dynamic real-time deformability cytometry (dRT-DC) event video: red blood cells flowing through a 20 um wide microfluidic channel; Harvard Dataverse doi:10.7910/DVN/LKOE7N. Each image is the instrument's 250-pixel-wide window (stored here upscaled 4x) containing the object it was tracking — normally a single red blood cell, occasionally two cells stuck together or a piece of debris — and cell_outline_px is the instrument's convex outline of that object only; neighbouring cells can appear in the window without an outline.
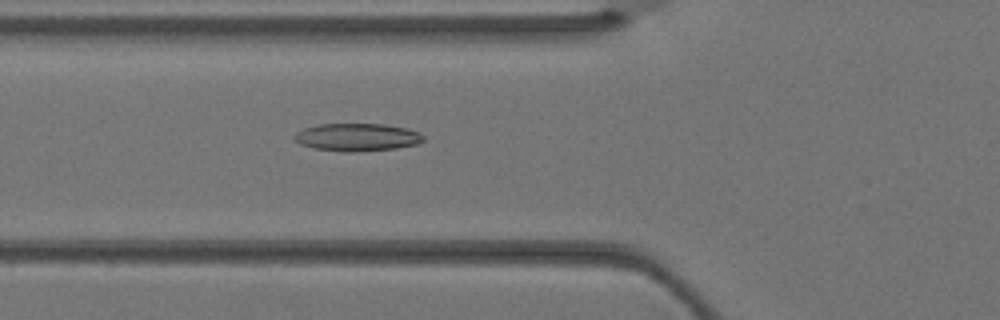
{"species": "Egyptian fruit bat (a non-hibernating species)", "species_latin": "Rousettus aegyptiacus", "temperature_condition": "warm", "stored_images_in_passage": 4, "camera_frame_rate_fps": 3000, "um_per_image_px": 0.085, "animal": {"sex": "female"}, "frame": {"image": 1, "passage_image": 4, "time_ms": 1.0, "image_size_px": [1000, 320], "cell_outline_px": [[424, 140], [416, 144], [396, 148], [348, 152], [344, 152], [312, 148], [300, 144], [292, 136], [296, 132], [304, 128], [320, 124], [384, 124], [408, 128], [420, 132], [424, 136]], "centroid_in_image_um": [30.35, 11.66], "position_along_channel_um": 95.4, "area_um2": 20.87}}